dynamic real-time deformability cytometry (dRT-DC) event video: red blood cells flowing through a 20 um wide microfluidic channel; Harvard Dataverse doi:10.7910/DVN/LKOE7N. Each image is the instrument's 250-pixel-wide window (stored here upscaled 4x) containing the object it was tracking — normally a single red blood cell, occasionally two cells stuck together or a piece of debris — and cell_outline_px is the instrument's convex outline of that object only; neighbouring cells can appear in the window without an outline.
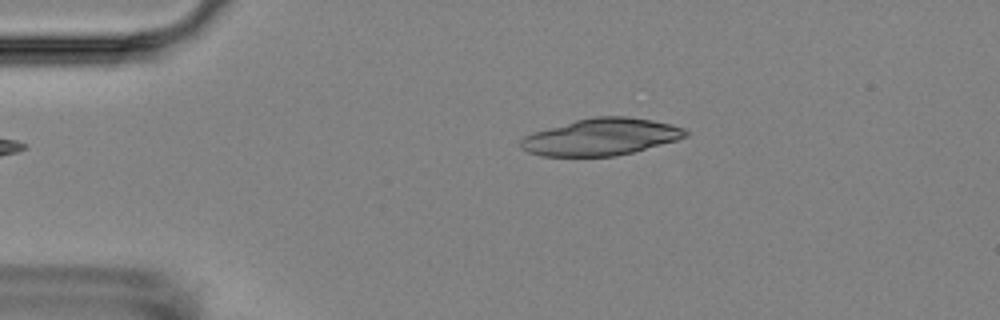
{"species": "Egyptian fruit bat (a non-hibernating species)", "species_latin": "Rousettus aegyptiacus", "temperature_condition": "room temperature", "stored_images_in_passage": 4, "camera_frame_rate_fps": 3000, "um_per_image_px": 0.085, "animal": {"sex": "female"}, "frame": {"image": 1, "passage_image": 3, "time_ms": 2.333, "image_size_px": [1000, 320], "cell_outline_px": [[688, 136], [676, 140], [632, 152], [616, 156], [540, 156], [528, 152], [520, 148], [520, 140], [524, 136], [532, 132], [576, 120], [596, 116], [628, 116], [652, 120], [684, 128], [688, 132]], "centroid_in_image_um": [51.05, 11.64], "position_along_channel_um": 33.9, "area_um2": 35.32}}